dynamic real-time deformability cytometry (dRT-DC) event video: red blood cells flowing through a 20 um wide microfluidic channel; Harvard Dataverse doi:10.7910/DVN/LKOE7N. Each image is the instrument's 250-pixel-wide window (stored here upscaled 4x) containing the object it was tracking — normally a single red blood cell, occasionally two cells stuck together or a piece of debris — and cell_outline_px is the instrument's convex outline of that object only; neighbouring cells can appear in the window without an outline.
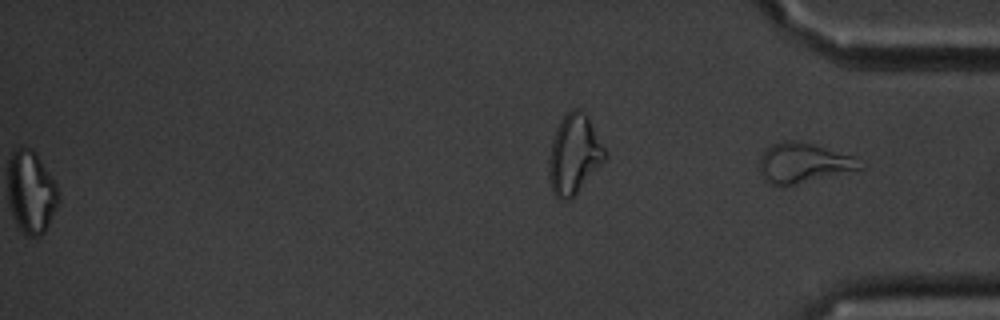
{"species": "common noctule bat (a hibernating species)", "species_latin": "Nyctalus noctula", "temperature_condition": "cold", "stored_images_in_passage": 55, "segment_of_instrument_passage": [2, 2], "camera_frame_rate_fps": 3000, "um_per_image_px": 0.085, "animal": {"sex": "male", "body_mass_g": 20.1, "forearm_length_mm": 53.5}, "frame": {"image": 1, "passage_image": 55, "time_ms": 18.0, "image_size_px": [1000, 320], "cell_outline_px": [[864, 168], [784, 188], [772, 184], [764, 180], [760, 172], [760, 156], [764, 148], [780, 140], [796, 140], [812, 144], [856, 156]], "centroid_in_image_um": [68.26, 13.86], "position_along_channel_um": 366.9, "area_um2": 23.93}}